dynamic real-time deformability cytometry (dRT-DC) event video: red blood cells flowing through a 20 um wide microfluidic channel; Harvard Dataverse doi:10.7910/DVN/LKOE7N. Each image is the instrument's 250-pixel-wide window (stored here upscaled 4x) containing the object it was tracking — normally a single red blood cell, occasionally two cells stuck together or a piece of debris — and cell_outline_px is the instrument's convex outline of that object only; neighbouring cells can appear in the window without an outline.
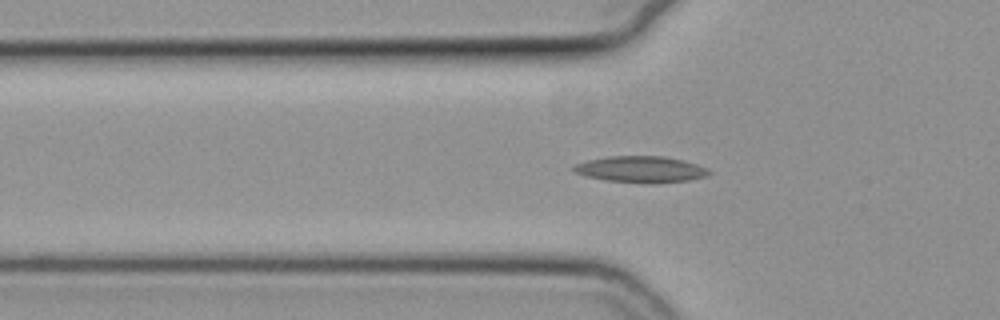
{"species": "common noctule bat (a hibernating species)", "species_latin": "Nyctalus noctula", "temperature_condition": "cold", "stored_images_in_passage": 48, "camera_frame_rate_fps": 3000, "um_per_image_px": 0.085, "animal": {"sex": "female", "body_mass_g": 19.3, "forearm_length_mm": 54.1}, "frame": {"image": 1, "passage_image": 12, "time_ms": 3.667, "image_size_px": [1000, 320], "cell_outline_px": [[712, 172], [708, 176], [688, 180], [656, 184], [648, 184], [604, 180], [584, 176], [572, 172], [572, 168], [576, 164], [588, 160], [608, 156], [664, 156], [696, 164], [708, 168]], "centroid_in_image_um": [54.46, 14.41], "position_along_channel_um": 71.3, "area_um2": 21.04}}
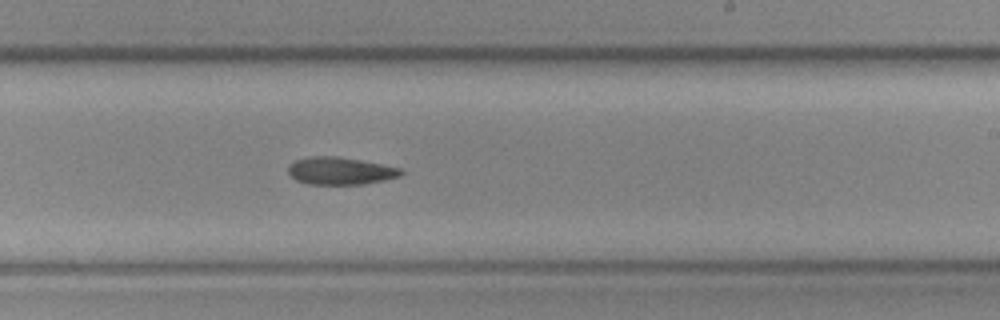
{"frame": {"image": 2, "passage_image": 27, "time_ms": 8.667, "image_size_px": [1000, 320], "cell_outline_px": [[404, 172], [400, 176], [384, 180], [364, 184], [308, 184], [296, 180], [288, 172], [288, 164], [296, 160], [312, 156], [336, 156], [360, 160], [400, 168]], "centroid_in_image_um": [28.91, 14.52], "position_along_channel_um": 260.1, "area_um2": 17.92}}
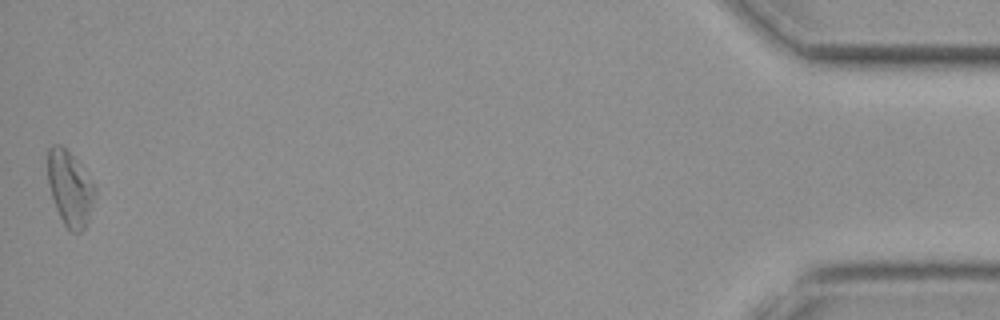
{"frame": {"image": 3, "passage_image": 48, "time_ms": 15.667, "image_size_px": [1000, 320], "cell_outline_px": [[96, 192], [84, 228], [80, 232], [72, 232], [64, 224], [56, 208], [48, 184], [48, 148], [52, 144], [60, 144], [72, 156], [96, 188]], "centroid_in_image_um": [5.91, 16.01], "position_along_channel_um": 429.3, "area_um2": 19.88}, "authors_computed_cell_mechanics": {"area_um2": 18.8428, "velocity_mm_per_s": 3.7821, "shape_relaxation_time_tau1_ms": 8.0265, "shape_relaxation_time_tau2_ms": null, "deformation_change_tau1": 0.1633, "deformation_change_tau2": null}}